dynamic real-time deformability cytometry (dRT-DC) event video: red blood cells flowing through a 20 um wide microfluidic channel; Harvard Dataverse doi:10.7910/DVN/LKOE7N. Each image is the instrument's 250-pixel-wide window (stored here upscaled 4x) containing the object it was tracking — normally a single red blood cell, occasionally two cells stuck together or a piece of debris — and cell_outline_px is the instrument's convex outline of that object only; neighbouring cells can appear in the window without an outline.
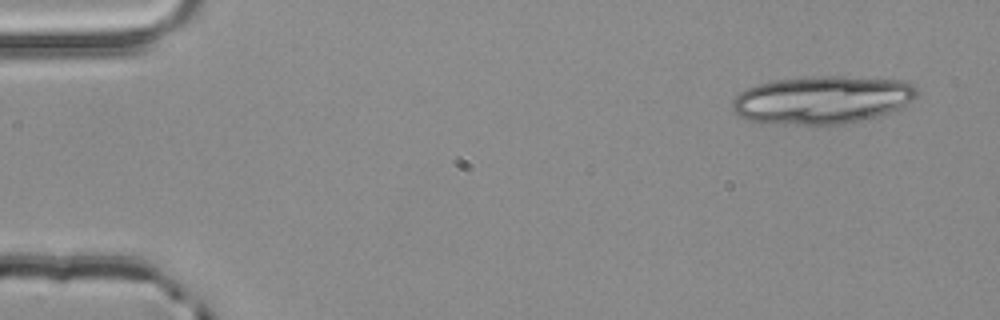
{"species": "common noctule bat (a hibernating species)", "species_latin": "Nyctalus noctula", "temperature_condition": "room temperature", "stored_images_in_passage": 3, "camera_frame_rate_fps": 3000, "um_per_image_px": 0.085, "animal": {"sex": "male", "body_mass_g": 20.4}, "frame": {"image": 1, "passage_image": 1, "time_ms": 0.0, "image_size_px": [1000, 320], "cell_outline_px": [[916, 96], [912, 100], [900, 108], [876, 116], [840, 124], [760, 124], [748, 120], [732, 112], [732, 100], [740, 92], [748, 88], [760, 84], [776, 80], [820, 76], [840, 76], [908, 80], [916, 88]], "centroid_in_image_um": [69.86, 8.49], "position_along_channel_um": 15.1, "area_um2": 51.5}}